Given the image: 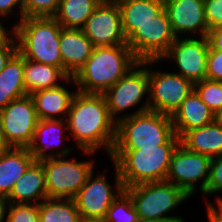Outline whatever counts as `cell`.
Returning a JSON list of instances; mask_svg holds the SVG:
<instances>
[{
    "label": "cell",
    "instance_id": "obj_41",
    "mask_svg": "<svg viewBox=\"0 0 222 222\" xmlns=\"http://www.w3.org/2000/svg\"><path fill=\"white\" fill-rule=\"evenodd\" d=\"M8 202L5 199L0 198V222L6 221Z\"/></svg>",
    "mask_w": 222,
    "mask_h": 222
},
{
    "label": "cell",
    "instance_id": "obj_5",
    "mask_svg": "<svg viewBox=\"0 0 222 222\" xmlns=\"http://www.w3.org/2000/svg\"><path fill=\"white\" fill-rule=\"evenodd\" d=\"M164 143H180L169 115L148 110L116 123L113 149L154 148Z\"/></svg>",
    "mask_w": 222,
    "mask_h": 222
},
{
    "label": "cell",
    "instance_id": "obj_31",
    "mask_svg": "<svg viewBox=\"0 0 222 222\" xmlns=\"http://www.w3.org/2000/svg\"><path fill=\"white\" fill-rule=\"evenodd\" d=\"M5 222H39V204L8 203Z\"/></svg>",
    "mask_w": 222,
    "mask_h": 222
},
{
    "label": "cell",
    "instance_id": "obj_28",
    "mask_svg": "<svg viewBox=\"0 0 222 222\" xmlns=\"http://www.w3.org/2000/svg\"><path fill=\"white\" fill-rule=\"evenodd\" d=\"M73 199L47 198L39 203V222H81Z\"/></svg>",
    "mask_w": 222,
    "mask_h": 222
},
{
    "label": "cell",
    "instance_id": "obj_26",
    "mask_svg": "<svg viewBox=\"0 0 222 222\" xmlns=\"http://www.w3.org/2000/svg\"><path fill=\"white\" fill-rule=\"evenodd\" d=\"M26 95L24 57L17 51L0 72V111L12 100Z\"/></svg>",
    "mask_w": 222,
    "mask_h": 222
},
{
    "label": "cell",
    "instance_id": "obj_10",
    "mask_svg": "<svg viewBox=\"0 0 222 222\" xmlns=\"http://www.w3.org/2000/svg\"><path fill=\"white\" fill-rule=\"evenodd\" d=\"M210 163L211 157L192 152L180 143L171 156L165 180L181 188L189 197L196 194V182L199 181V191L203 194L209 179Z\"/></svg>",
    "mask_w": 222,
    "mask_h": 222
},
{
    "label": "cell",
    "instance_id": "obj_16",
    "mask_svg": "<svg viewBox=\"0 0 222 222\" xmlns=\"http://www.w3.org/2000/svg\"><path fill=\"white\" fill-rule=\"evenodd\" d=\"M171 28L176 37L195 34L207 36L209 28L205 19L204 2L201 0H164ZM190 34V35H189Z\"/></svg>",
    "mask_w": 222,
    "mask_h": 222
},
{
    "label": "cell",
    "instance_id": "obj_27",
    "mask_svg": "<svg viewBox=\"0 0 222 222\" xmlns=\"http://www.w3.org/2000/svg\"><path fill=\"white\" fill-rule=\"evenodd\" d=\"M97 5L94 0H60L53 17L62 28L81 29Z\"/></svg>",
    "mask_w": 222,
    "mask_h": 222
},
{
    "label": "cell",
    "instance_id": "obj_23",
    "mask_svg": "<svg viewBox=\"0 0 222 222\" xmlns=\"http://www.w3.org/2000/svg\"><path fill=\"white\" fill-rule=\"evenodd\" d=\"M121 24L126 39L164 9V0H118Z\"/></svg>",
    "mask_w": 222,
    "mask_h": 222
},
{
    "label": "cell",
    "instance_id": "obj_36",
    "mask_svg": "<svg viewBox=\"0 0 222 222\" xmlns=\"http://www.w3.org/2000/svg\"><path fill=\"white\" fill-rule=\"evenodd\" d=\"M15 8H18V12L20 13L16 12V14H14ZM17 14L20 15V20L15 22V24L20 22L24 18L23 0H0V16H2V19H7L8 16L11 17V15L13 17L14 15L17 17Z\"/></svg>",
    "mask_w": 222,
    "mask_h": 222
},
{
    "label": "cell",
    "instance_id": "obj_4",
    "mask_svg": "<svg viewBox=\"0 0 222 222\" xmlns=\"http://www.w3.org/2000/svg\"><path fill=\"white\" fill-rule=\"evenodd\" d=\"M62 26L54 17H27L15 24L17 51L31 61L59 67L63 71L59 48Z\"/></svg>",
    "mask_w": 222,
    "mask_h": 222
},
{
    "label": "cell",
    "instance_id": "obj_6",
    "mask_svg": "<svg viewBox=\"0 0 222 222\" xmlns=\"http://www.w3.org/2000/svg\"><path fill=\"white\" fill-rule=\"evenodd\" d=\"M158 62L159 60L140 61L103 94L110 117L116 123L128 116L150 110L149 97L145 99L142 105L141 103L144 96H149L148 66L156 65ZM138 105L141 107L139 106L136 111H132L130 114L127 112L123 114V112Z\"/></svg>",
    "mask_w": 222,
    "mask_h": 222
},
{
    "label": "cell",
    "instance_id": "obj_8",
    "mask_svg": "<svg viewBox=\"0 0 222 222\" xmlns=\"http://www.w3.org/2000/svg\"><path fill=\"white\" fill-rule=\"evenodd\" d=\"M57 156L40 161L45 171L48 198L73 199L94 171L95 160L77 161Z\"/></svg>",
    "mask_w": 222,
    "mask_h": 222
},
{
    "label": "cell",
    "instance_id": "obj_14",
    "mask_svg": "<svg viewBox=\"0 0 222 222\" xmlns=\"http://www.w3.org/2000/svg\"><path fill=\"white\" fill-rule=\"evenodd\" d=\"M209 42L207 36L203 37H176L167 52L160 58L175 62L179 75L193 83L206 79L207 55Z\"/></svg>",
    "mask_w": 222,
    "mask_h": 222
},
{
    "label": "cell",
    "instance_id": "obj_38",
    "mask_svg": "<svg viewBox=\"0 0 222 222\" xmlns=\"http://www.w3.org/2000/svg\"><path fill=\"white\" fill-rule=\"evenodd\" d=\"M17 52V40L14 38L8 45L0 47V72L7 62Z\"/></svg>",
    "mask_w": 222,
    "mask_h": 222
},
{
    "label": "cell",
    "instance_id": "obj_35",
    "mask_svg": "<svg viewBox=\"0 0 222 222\" xmlns=\"http://www.w3.org/2000/svg\"><path fill=\"white\" fill-rule=\"evenodd\" d=\"M204 11L209 29L222 26V0L205 1Z\"/></svg>",
    "mask_w": 222,
    "mask_h": 222
},
{
    "label": "cell",
    "instance_id": "obj_39",
    "mask_svg": "<svg viewBox=\"0 0 222 222\" xmlns=\"http://www.w3.org/2000/svg\"><path fill=\"white\" fill-rule=\"evenodd\" d=\"M207 39L210 49L222 51V26L209 29Z\"/></svg>",
    "mask_w": 222,
    "mask_h": 222
},
{
    "label": "cell",
    "instance_id": "obj_42",
    "mask_svg": "<svg viewBox=\"0 0 222 222\" xmlns=\"http://www.w3.org/2000/svg\"><path fill=\"white\" fill-rule=\"evenodd\" d=\"M214 122L222 125V105L214 112Z\"/></svg>",
    "mask_w": 222,
    "mask_h": 222
},
{
    "label": "cell",
    "instance_id": "obj_22",
    "mask_svg": "<svg viewBox=\"0 0 222 222\" xmlns=\"http://www.w3.org/2000/svg\"><path fill=\"white\" fill-rule=\"evenodd\" d=\"M34 161L26 147H9L0 154V198L10 195L16 181Z\"/></svg>",
    "mask_w": 222,
    "mask_h": 222
},
{
    "label": "cell",
    "instance_id": "obj_34",
    "mask_svg": "<svg viewBox=\"0 0 222 222\" xmlns=\"http://www.w3.org/2000/svg\"><path fill=\"white\" fill-rule=\"evenodd\" d=\"M206 79L222 82V51L208 49Z\"/></svg>",
    "mask_w": 222,
    "mask_h": 222
},
{
    "label": "cell",
    "instance_id": "obj_37",
    "mask_svg": "<svg viewBox=\"0 0 222 222\" xmlns=\"http://www.w3.org/2000/svg\"><path fill=\"white\" fill-rule=\"evenodd\" d=\"M216 206L210 201L206 200V211H207V220L208 222H222V196L217 195Z\"/></svg>",
    "mask_w": 222,
    "mask_h": 222
},
{
    "label": "cell",
    "instance_id": "obj_1",
    "mask_svg": "<svg viewBox=\"0 0 222 222\" xmlns=\"http://www.w3.org/2000/svg\"><path fill=\"white\" fill-rule=\"evenodd\" d=\"M66 120L72 139L84 155L94 156L102 148L110 156L116 138V122L110 117L103 94L77 91Z\"/></svg>",
    "mask_w": 222,
    "mask_h": 222
},
{
    "label": "cell",
    "instance_id": "obj_32",
    "mask_svg": "<svg viewBox=\"0 0 222 222\" xmlns=\"http://www.w3.org/2000/svg\"><path fill=\"white\" fill-rule=\"evenodd\" d=\"M59 4L60 0H23L24 18L53 17Z\"/></svg>",
    "mask_w": 222,
    "mask_h": 222
},
{
    "label": "cell",
    "instance_id": "obj_45",
    "mask_svg": "<svg viewBox=\"0 0 222 222\" xmlns=\"http://www.w3.org/2000/svg\"><path fill=\"white\" fill-rule=\"evenodd\" d=\"M98 5L101 4H113L116 3L118 0H94Z\"/></svg>",
    "mask_w": 222,
    "mask_h": 222
},
{
    "label": "cell",
    "instance_id": "obj_18",
    "mask_svg": "<svg viewBox=\"0 0 222 222\" xmlns=\"http://www.w3.org/2000/svg\"><path fill=\"white\" fill-rule=\"evenodd\" d=\"M59 48L63 72L74 77L91 56L94 46L82 29L61 28Z\"/></svg>",
    "mask_w": 222,
    "mask_h": 222
},
{
    "label": "cell",
    "instance_id": "obj_7",
    "mask_svg": "<svg viewBox=\"0 0 222 222\" xmlns=\"http://www.w3.org/2000/svg\"><path fill=\"white\" fill-rule=\"evenodd\" d=\"M132 199L138 217L185 222V218L166 216L190 198L181 188L168 181L142 183L124 187Z\"/></svg>",
    "mask_w": 222,
    "mask_h": 222
},
{
    "label": "cell",
    "instance_id": "obj_15",
    "mask_svg": "<svg viewBox=\"0 0 222 222\" xmlns=\"http://www.w3.org/2000/svg\"><path fill=\"white\" fill-rule=\"evenodd\" d=\"M81 29L94 47L127 45L117 2L97 5Z\"/></svg>",
    "mask_w": 222,
    "mask_h": 222
},
{
    "label": "cell",
    "instance_id": "obj_2",
    "mask_svg": "<svg viewBox=\"0 0 222 222\" xmlns=\"http://www.w3.org/2000/svg\"><path fill=\"white\" fill-rule=\"evenodd\" d=\"M139 62L128 45L94 47L73 77L76 89L82 93L104 94Z\"/></svg>",
    "mask_w": 222,
    "mask_h": 222
},
{
    "label": "cell",
    "instance_id": "obj_13",
    "mask_svg": "<svg viewBox=\"0 0 222 222\" xmlns=\"http://www.w3.org/2000/svg\"><path fill=\"white\" fill-rule=\"evenodd\" d=\"M32 97L12 100L0 111V130L9 147H28L33 140L38 122Z\"/></svg>",
    "mask_w": 222,
    "mask_h": 222
},
{
    "label": "cell",
    "instance_id": "obj_46",
    "mask_svg": "<svg viewBox=\"0 0 222 222\" xmlns=\"http://www.w3.org/2000/svg\"><path fill=\"white\" fill-rule=\"evenodd\" d=\"M81 222H101V221H85V220H82Z\"/></svg>",
    "mask_w": 222,
    "mask_h": 222
},
{
    "label": "cell",
    "instance_id": "obj_33",
    "mask_svg": "<svg viewBox=\"0 0 222 222\" xmlns=\"http://www.w3.org/2000/svg\"><path fill=\"white\" fill-rule=\"evenodd\" d=\"M222 191V154L211 158L209 179L203 195H213ZM213 193V194H212Z\"/></svg>",
    "mask_w": 222,
    "mask_h": 222
},
{
    "label": "cell",
    "instance_id": "obj_29",
    "mask_svg": "<svg viewBox=\"0 0 222 222\" xmlns=\"http://www.w3.org/2000/svg\"><path fill=\"white\" fill-rule=\"evenodd\" d=\"M138 218L132 199L124 190L113 201L102 222H137Z\"/></svg>",
    "mask_w": 222,
    "mask_h": 222
},
{
    "label": "cell",
    "instance_id": "obj_20",
    "mask_svg": "<svg viewBox=\"0 0 222 222\" xmlns=\"http://www.w3.org/2000/svg\"><path fill=\"white\" fill-rule=\"evenodd\" d=\"M47 198L43 164L40 161H34L16 181L5 200L8 203L39 204Z\"/></svg>",
    "mask_w": 222,
    "mask_h": 222
},
{
    "label": "cell",
    "instance_id": "obj_12",
    "mask_svg": "<svg viewBox=\"0 0 222 222\" xmlns=\"http://www.w3.org/2000/svg\"><path fill=\"white\" fill-rule=\"evenodd\" d=\"M149 68L150 110L172 116L194 90V83L176 72H160Z\"/></svg>",
    "mask_w": 222,
    "mask_h": 222
},
{
    "label": "cell",
    "instance_id": "obj_43",
    "mask_svg": "<svg viewBox=\"0 0 222 222\" xmlns=\"http://www.w3.org/2000/svg\"><path fill=\"white\" fill-rule=\"evenodd\" d=\"M9 148V145L5 142L3 133L0 130V154L6 151Z\"/></svg>",
    "mask_w": 222,
    "mask_h": 222
},
{
    "label": "cell",
    "instance_id": "obj_25",
    "mask_svg": "<svg viewBox=\"0 0 222 222\" xmlns=\"http://www.w3.org/2000/svg\"><path fill=\"white\" fill-rule=\"evenodd\" d=\"M180 143L188 150L209 157L222 154V125L212 122L187 131Z\"/></svg>",
    "mask_w": 222,
    "mask_h": 222
},
{
    "label": "cell",
    "instance_id": "obj_9",
    "mask_svg": "<svg viewBox=\"0 0 222 222\" xmlns=\"http://www.w3.org/2000/svg\"><path fill=\"white\" fill-rule=\"evenodd\" d=\"M115 183L106 180L105 174L89 175L87 181L73 198L82 220L103 221L113 201L124 191L122 179L117 166L113 163ZM114 188V190H113Z\"/></svg>",
    "mask_w": 222,
    "mask_h": 222
},
{
    "label": "cell",
    "instance_id": "obj_19",
    "mask_svg": "<svg viewBox=\"0 0 222 222\" xmlns=\"http://www.w3.org/2000/svg\"><path fill=\"white\" fill-rule=\"evenodd\" d=\"M175 134L181 138L187 131L214 122V112L193 90L171 116Z\"/></svg>",
    "mask_w": 222,
    "mask_h": 222
},
{
    "label": "cell",
    "instance_id": "obj_30",
    "mask_svg": "<svg viewBox=\"0 0 222 222\" xmlns=\"http://www.w3.org/2000/svg\"><path fill=\"white\" fill-rule=\"evenodd\" d=\"M194 90L213 112L221 107L222 82L203 79L194 83Z\"/></svg>",
    "mask_w": 222,
    "mask_h": 222
},
{
    "label": "cell",
    "instance_id": "obj_17",
    "mask_svg": "<svg viewBox=\"0 0 222 222\" xmlns=\"http://www.w3.org/2000/svg\"><path fill=\"white\" fill-rule=\"evenodd\" d=\"M67 130L68 133V123L67 120L61 119H49V120H38L34 137L32 143L27 147L29 149L30 154L32 155L35 161H42L45 159L57 157V156H69L71 155L73 147H65L59 151H52L51 153H47V150H53L57 147H63L65 142V132ZM64 138V139H63ZM62 143V144H61Z\"/></svg>",
    "mask_w": 222,
    "mask_h": 222
},
{
    "label": "cell",
    "instance_id": "obj_24",
    "mask_svg": "<svg viewBox=\"0 0 222 222\" xmlns=\"http://www.w3.org/2000/svg\"><path fill=\"white\" fill-rule=\"evenodd\" d=\"M62 81L76 86L73 77H68L59 67L24 58V86L28 95L58 87Z\"/></svg>",
    "mask_w": 222,
    "mask_h": 222
},
{
    "label": "cell",
    "instance_id": "obj_3",
    "mask_svg": "<svg viewBox=\"0 0 222 222\" xmlns=\"http://www.w3.org/2000/svg\"><path fill=\"white\" fill-rule=\"evenodd\" d=\"M180 143H164L154 148L112 149L109 156L117 166L124 187L165 181L171 156Z\"/></svg>",
    "mask_w": 222,
    "mask_h": 222
},
{
    "label": "cell",
    "instance_id": "obj_11",
    "mask_svg": "<svg viewBox=\"0 0 222 222\" xmlns=\"http://www.w3.org/2000/svg\"><path fill=\"white\" fill-rule=\"evenodd\" d=\"M175 39L167 12L163 9L152 21L139 26L127 38V45L139 61L160 60Z\"/></svg>",
    "mask_w": 222,
    "mask_h": 222
},
{
    "label": "cell",
    "instance_id": "obj_21",
    "mask_svg": "<svg viewBox=\"0 0 222 222\" xmlns=\"http://www.w3.org/2000/svg\"><path fill=\"white\" fill-rule=\"evenodd\" d=\"M76 92L77 90L69 91L68 88L66 89V87L61 84L52 89H42L30 94L34 101L38 119L65 120L69 112L72 98Z\"/></svg>",
    "mask_w": 222,
    "mask_h": 222
},
{
    "label": "cell",
    "instance_id": "obj_40",
    "mask_svg": "<svg viewBox=\"0 0 222 222\" xmlns=\"http://www.w3.org/2000/svg\"><path fill=\"white\" fill-rule=\"evenodd\" d=\"M1 19V16H0ZM2 21V22H1ZM0 21V47L8 45L14 38H15V25L10 26L12 28L10 29V32L8 31L9 29L4 28L3 21L1 19Z\"/></svg>",
    "mask_w": 222,
    "mask_h": 222
},
{
    "label": "cell",
    "instance_id": "obj_44",
    "mask_svg": "<svg viewBox=\"0 0 222 222\" xmlns=\"http://www.w3.org/2000/svg\"><path fill=\"white\" fill-rule=\"evenodd\" d=\"M137 222H173L171 220H163V219H146L139 217Z\"/></svg>",
    "mask_w": 222,
    "mask_h": 222
}]
</instances>
